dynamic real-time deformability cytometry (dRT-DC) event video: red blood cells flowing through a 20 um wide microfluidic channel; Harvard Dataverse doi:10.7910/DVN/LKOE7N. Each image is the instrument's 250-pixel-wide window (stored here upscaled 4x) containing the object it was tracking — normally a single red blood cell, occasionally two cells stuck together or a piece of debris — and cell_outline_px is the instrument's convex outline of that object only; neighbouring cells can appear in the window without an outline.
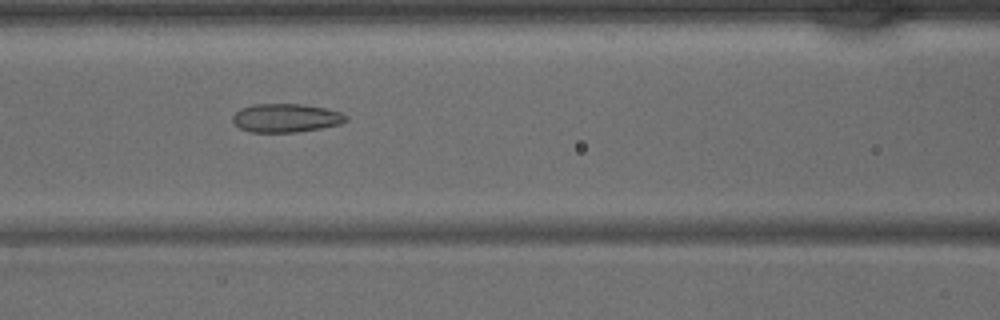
{"species": "common noctule bat (a hibernating species)", "species_latin": "Nyctalus noctula", "temperature_condition": "warm", "stored_images_in_passage": 42, "camera_frame_rate_fps": 3000, "um_per_image_px": 0.085, "animal": {"sex": "male", "body_mass_g": 15.6}, "frame": {"image": 1, "passage_image": 18, "time_ms": 5.667, "image_size_px": [1000, 320], "cell_outline_px": [[348, 120], [340, 124], [320, 128], [296, 132], [252, 132], [240, 128], [232, 120], [232, 116], [240, 108], [252, 104], [304, 104], [324, 108], [340, 112], [348, 116]], "centroid_in_image_um": [24.3, 10.02], "position_along_channel_um": 142.3, "area_um2": 18.84}}
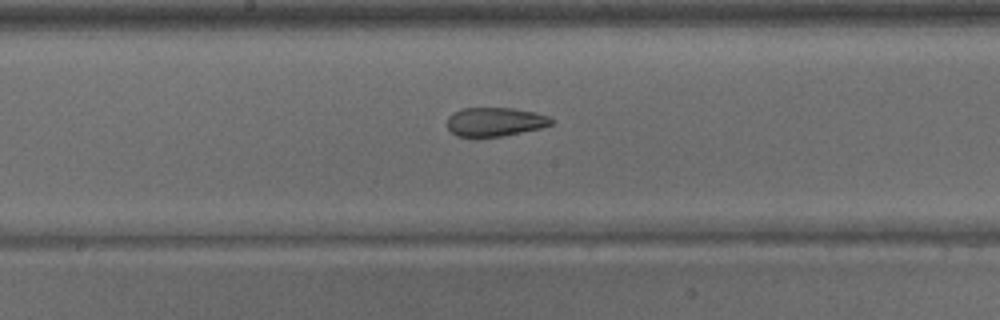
{"frame": {"image": 2, "passage_image": 22, "time_ms": 7.0, "image_size_px": [1000, 320], "cell_outline_px": [[556, 120], [552, 124], [540, 128], [500, 136], [456, 136], [448, 128], [448, 116], [452, 112], [460, 108], [512, 108], [536, 112], [548, 116]], "centroid_in_image_um": [42.08, 10.33], "position_along_channel_um": 206.1, "area_um2": 17.46}}
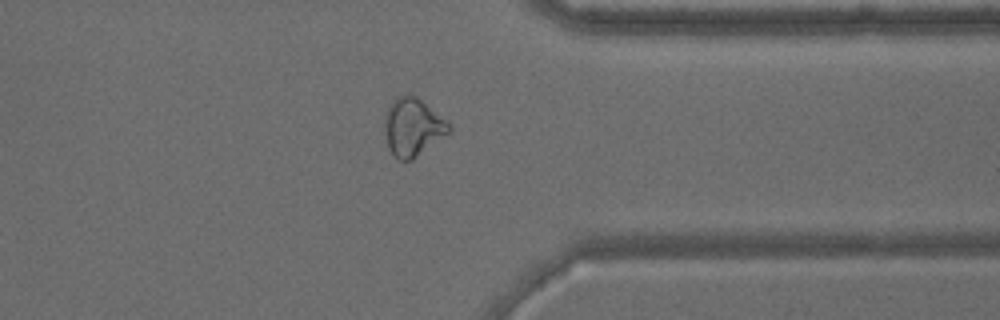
{"frame": {"image": 3, "passage_image": 33, "time_ms": 10.667, "image_size_px": [1000, 320], "cell_outline_px": [[452, 128], [448, 132], [412, 160], [400, 160], [392, 156], [388, 148], [384, 132], [384, 116], [392, 100], [396, 96], [416, 96], [452, 124]], "centroid_in_image_um": [35.05, 10.81], "position_along_channel_um": 376.4, "area_um2": 21.62}}